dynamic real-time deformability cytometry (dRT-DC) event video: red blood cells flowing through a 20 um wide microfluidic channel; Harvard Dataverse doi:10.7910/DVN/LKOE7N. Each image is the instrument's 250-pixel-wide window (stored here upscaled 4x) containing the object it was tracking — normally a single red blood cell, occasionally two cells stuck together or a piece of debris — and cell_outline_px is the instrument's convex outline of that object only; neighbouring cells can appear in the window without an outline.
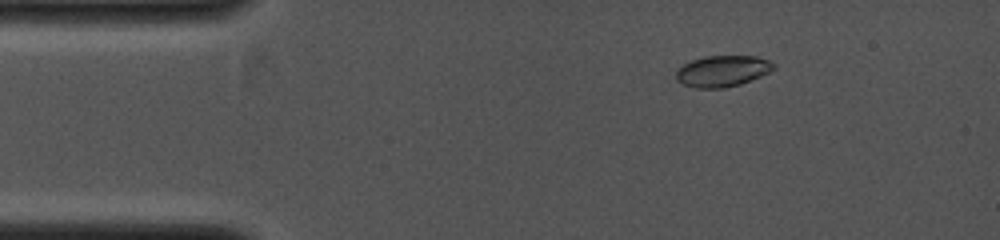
{"species": "common noctule bat (a hibernating species)", "species_latin": "Nyctalus noctula", "temperature_condition": "cold", "stored_images_in_passage": 41, "camera_frame_rate_fps": 4000, "um_per_image_px": 0.085, "animal": {"sex": "female", "body_mass_g": 19.0, "forearm_length_mm": 53.3}, "frame": {"image": 1, "passage_image": 6, "time_ms": 1.25, "image_size_px": [1000, 240], "cell_outline_px": [[776, 68], [760, 76], [740, 84], [724, 88], [696, 88], [684, 84], [676, 80], [676, 72], [684, 64], [692, 60], [704, 56], [756, 56], [768, 60], [776, 64]], "centroid_in_image_um": [61.42, 6.04], "position_along_channel_um": 23.6, "area_um2": 17.63}}
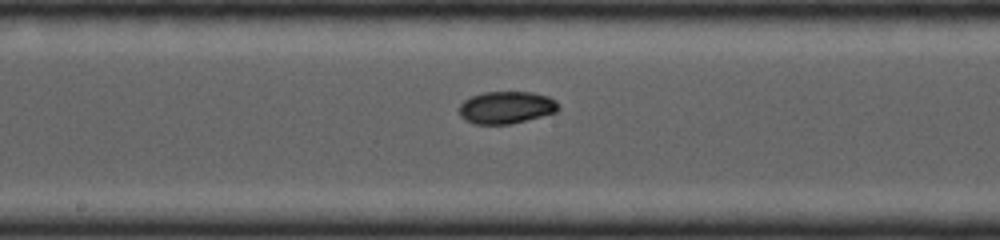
{"frame": {"image": 2, "passage_image": 22, "time_ms": 5.25, "image_size_px": [1000, 240], "cell_outline_px": [[560, 108], [556, 112], [512, 124], [472, 124], [464, 120], [460, 116], [460, 104], [464, 100], [472, 96], [484, 92], [532, 92], [548, 96], [556, 100]], "centroid_in_image_um": [43.03, 9.14], "position_along_channel_um": 205.2, "area_um2": 18.79}}
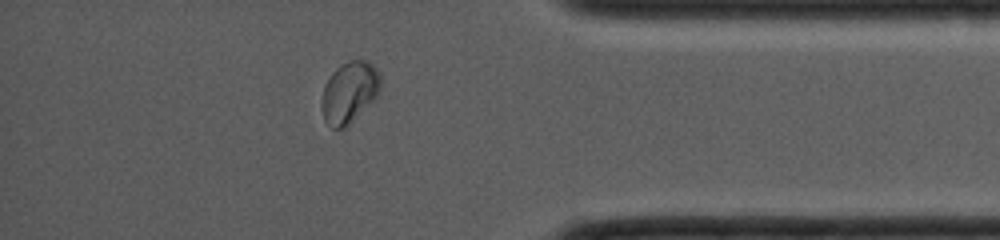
{"frame": {"image": 3, "passage_image": 36, "time_ms": 8.75, "image_size_px": [1000, 240], "cell_outline_px": [[380, 92], [344, 128], [332, 128], [324, 120], [320, 104], [324, 88], [332, 72], [340, 64], [348, 60], [364, 60], [372, 64], [380, 72]], "centroid_in_image_um": [29.68, 7.81], "position_along_channel_um": 405.5, "area_um2": 20.75}}